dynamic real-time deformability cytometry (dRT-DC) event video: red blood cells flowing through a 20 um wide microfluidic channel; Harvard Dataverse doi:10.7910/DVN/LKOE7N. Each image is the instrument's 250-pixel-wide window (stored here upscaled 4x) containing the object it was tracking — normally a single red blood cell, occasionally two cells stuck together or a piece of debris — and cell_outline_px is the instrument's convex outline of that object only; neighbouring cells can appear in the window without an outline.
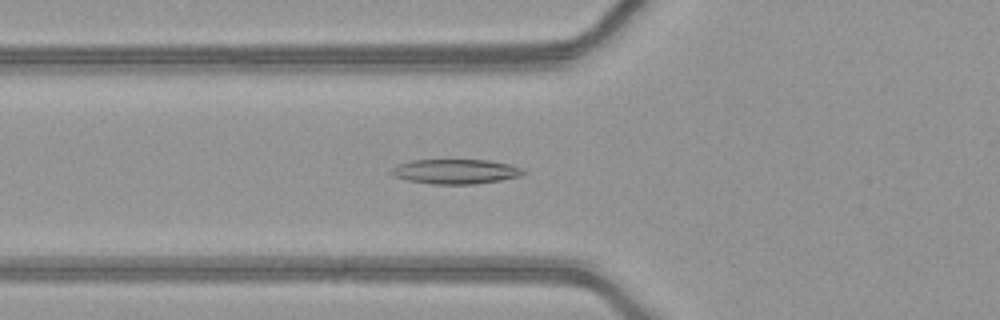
{"species": "common noctule bat (a hibernating species)", "species_latin": "Nyctalus noctula", "temperature_condition": "warm", "stored_images_in_passage": 50, "camera_frame_rate_fps": 3000, "um_per_image_px": 0.085, "animal": {"sex": "female", "body_mass_g": 21.9}, "frame": {"image": 1, "passage_image": 19, "time_ms": 6.0, "image_size_px": [1000, 320], "cell_outline_px": [[528, 172], [520, 176], [500, 180], [476, 184], [432, 184], [408, 180], [392, 176], [388, 172], [396, 164], [412, 160], [488, 160], [508, 164], [524, 168]], "centroid_in_image_um": [38.71, 14.58], "position_along_channel_um": 87.1, "area_um2": 19.19}}
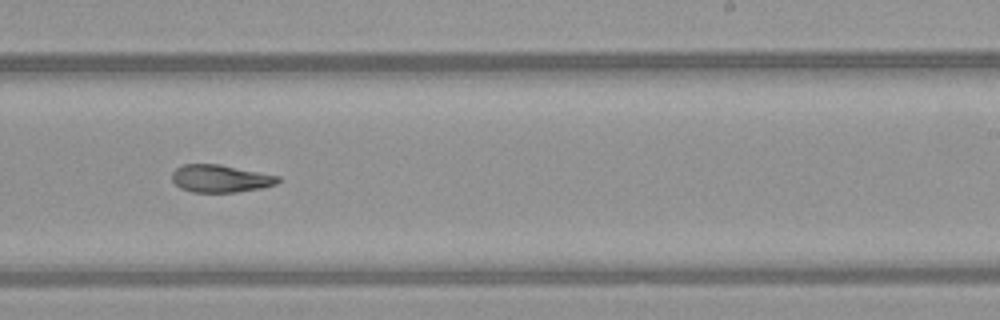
{"frame": {"image": 2, "passage_image": 32, "time_ms": 10.333, "image_size_px": [1000, 320], "cell_outline_px": [[280, 180], [276, 184], [260, 188], [236, 192], [192, 192], [180, 188], [172, 180], [172, 172], [176, 168], [184, 164], [220, 164], [280, 176]], "centroid_in_image_um": [18.72, 15.17], "position_along_channel_um": 270.3, "area_um2": 16.99}}
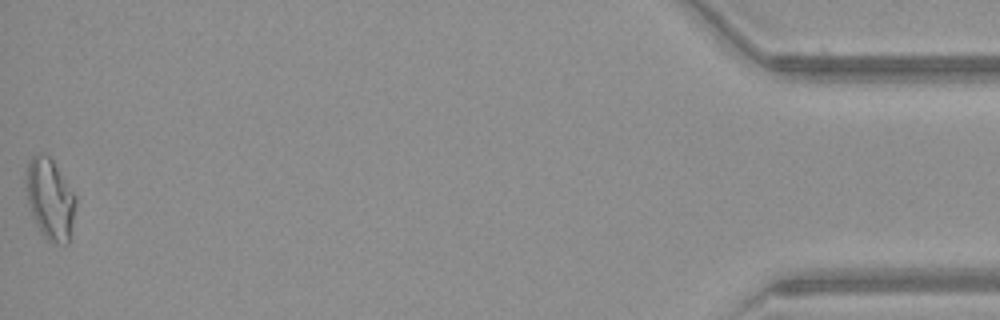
{"frame": {"image": 3, "passage_image": 50, "time_ms": 16.333, "image_size_px": [1000, 320], "cell_outline_px": [[76, 208], [68, 244], [56, 244], [48, 240], [40, 232], [36, 224], [28, 200], [28, 160], [32, 156], [40, 152], [48, 156], [52, 160], [76, 196]], "centroid_in_image_um": [4.3, 16.95], "position_along_channel_um": 430.9, "area_um2": 22.89}, "authors_computed_cell_mechanics": {"area_um2": 18.9584, "velocity_mm_per_s": 4.1998, "shape_relaxation_time_tau1_ms": null, "shape_relaxation_time_tau2_ms": 4.9161, "deformation_change_tau1": null, "deformation_change_tau2": 0.127}}